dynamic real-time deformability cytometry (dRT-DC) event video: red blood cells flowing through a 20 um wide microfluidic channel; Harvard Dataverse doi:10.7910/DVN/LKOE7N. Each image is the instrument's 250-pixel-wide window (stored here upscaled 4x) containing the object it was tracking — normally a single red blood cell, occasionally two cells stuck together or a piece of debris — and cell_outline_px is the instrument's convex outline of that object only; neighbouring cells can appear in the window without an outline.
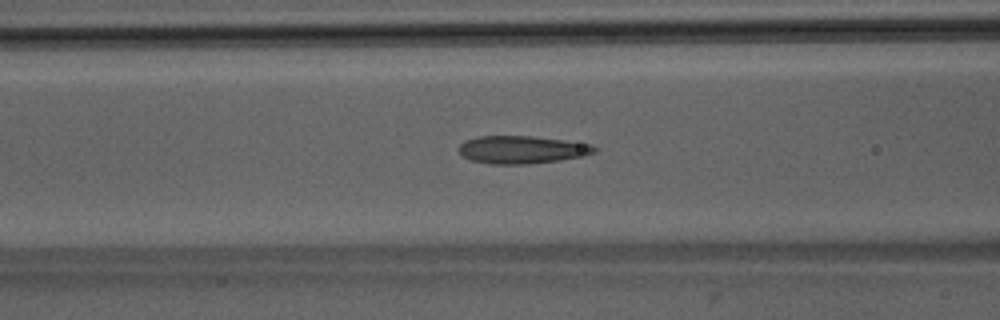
{"species": "Egyptian fruit bat (a non-hibernating species)", "species_latin": "Rousettus aegyptiacus", "temperature_condition": "room temperature", "stored_images_in_passage": 49, "camera_frame_rate_fps": 3000, "um_per_image_px": 0.085, "animal": {"sex": "male"}, "frame": {"image": 1, "passage_image": 19, "time_ms": 6.0, "image_size_px": [1000, 320], "cell_outline_px": [[596, 152], [584, 156], [560, 160], [528, 164], [492, 164], [472, 160], [464, 156], [460, 152], [460, 144], [464, 140], [480, 136], [532, 136], [564, 140], [592, 144], [596, 148]], "centroid_in_image_um": [44.39, 12.72], "position_along_channel_um": 122.2, "area_um2": 21.85}}
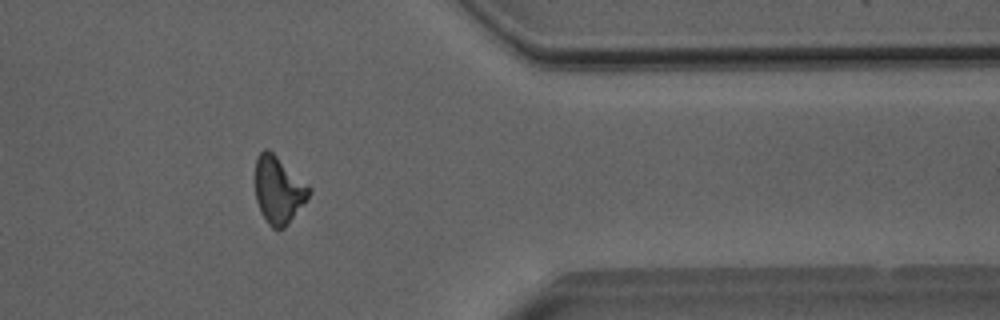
{"frame": {"image": 2, "passage_image": 40, "time_ms": 13.0, "image_size_px": [1000, 320], "cell_outline_px": [[312, 192], [284, 228], [272, 228], [268, 224], [260, 212], [256, 200], [256, 156], [264, 148], [268, 148], [308, 184], [312, 188]], "centroid_in_image_um": [23.67, 16.12], "position_along_channel_um": 387.7, "area_um2": 20.92}}
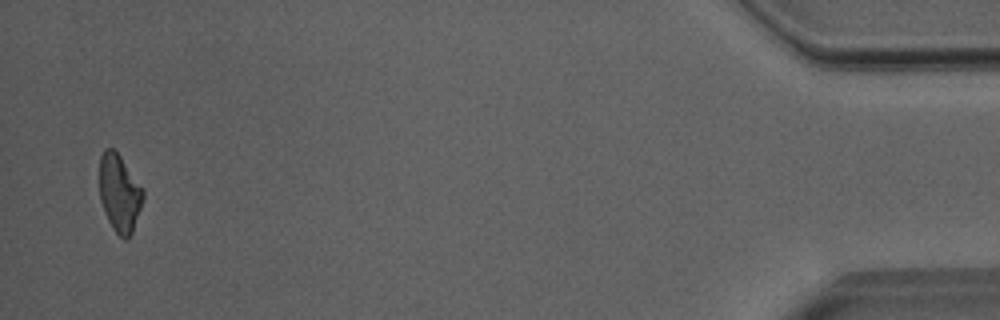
{"frame": {"image": 3, "passage_image": 48, "time_ms": 15.667, "image_size_px": [1000, 320], "cell_outline_px": [[144, 196], [132, 232], [124, 240], [112, 228], [108, 220], [100, 200], [100, 156], [104, 148], [112, 148], [120, 156], [144, 188]], "centroid_in_image_um": [10.16, 16.39], "position_along_channel_um": 425.0, "area_um2": 19.54}, "authors_computed_cell_mechanics": {"area_um2": 21.5016, "velocity_mm_per_s": 4.0241, "shape_relaxation_time_tau1_ms": null, "shape_relaxation_time_tau2_ms": 2.692, "deformation_change_tau1": null, "deformation_change_tau2": 0.1037}}